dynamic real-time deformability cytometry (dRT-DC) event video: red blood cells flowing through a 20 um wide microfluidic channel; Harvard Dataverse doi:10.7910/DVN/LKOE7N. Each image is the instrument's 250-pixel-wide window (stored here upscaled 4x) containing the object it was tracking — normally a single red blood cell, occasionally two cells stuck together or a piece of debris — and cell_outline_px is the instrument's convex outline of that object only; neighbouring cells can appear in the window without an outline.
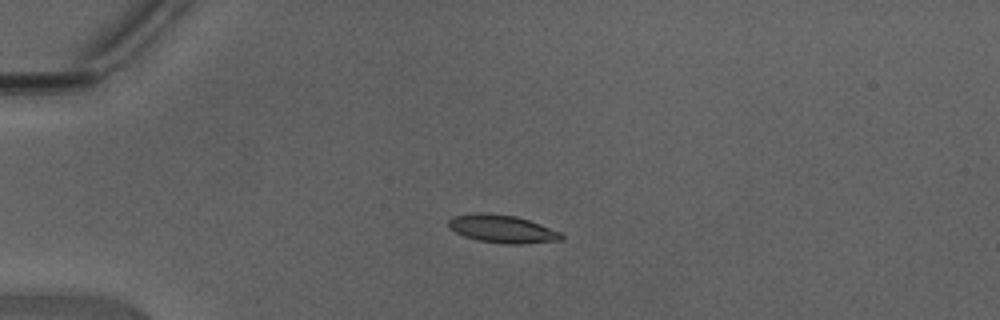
{"species": "Egyptian fruit bat (a non-hibernating species)", "species_latin": "Rousettus aegyptiacus", "temperature_condition": "warm", "stored_images_in_passage": 36, "camera_frame_rate_fps": 3000, "um_per_image_px": 0.085, "animal": {"sex": "male"}, "frame": {"image": 1, "passage_image": 1, "time_ms": 0.0, "image_size_px": [1000, 320], "cell_outline_px": [[564, 240], [520, 244], [504, 244], [476, 240], [464, 236], [448, 228], [448, 220], [452, 216], [476, 212], [488, 212], [516, 216], [540, 224], [560, 232], [564, 236]], "centroid_in_image_um": [42.66, 19.45], "position_along_channel_um": 42.3, "area_um2": 18.61}}
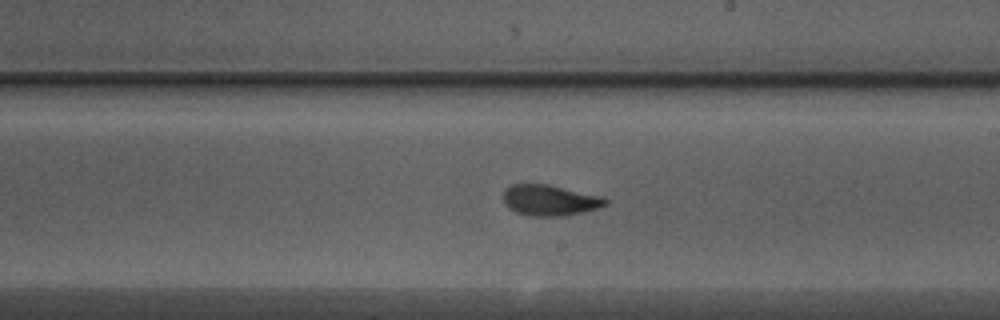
{"frame": {"image": 2, "passage_image": 17, "time_ms": 5.333, "image_size_px": [1000, 320], "cell_outline_px": [[608, 204], [596, 208], [580, 212], [560, 216], [532, 216], [516, 212], [508, 208], [504, 204], [504, 188], [512, 184], [548, 184], [604, 196], [608, 200]], "centroid_in_image_um": [46.72, 17.0], "position_along_channel_um": 242.3, "area_um2": 18.38}}
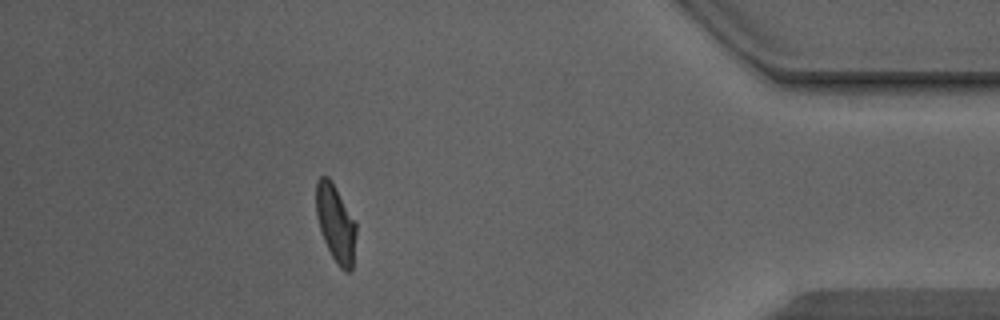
{"frame": {"image": 3, "passage_image": 31, "time_ms": 10.0, "image_size_px": [1000, 320], "cell_outline_px": [[356, 232], [352, 268], [348, 272], [344, 272], [340, 268], [332, 256], [324, 240], [316, 216], [316, 180], [320, 176], [328, 176], [332, 180], [356, 224]], "centroid_in_image_um": [28.52, 18.96], "position_along_channel_um": 406.7, "area_um2": 17.86}, "authors_computed_cell_mechanics": {"area_um2": 18.4093, "velocity_mm_per_s": 4.4316, "shape_relaxation_time_tau1_ms": 2.5473, "shape_relaxation_time_tau2_ms": 1.0838, "deformation_change_tau1": 0.1619, "deformation_change_tau2": 0.0788}}